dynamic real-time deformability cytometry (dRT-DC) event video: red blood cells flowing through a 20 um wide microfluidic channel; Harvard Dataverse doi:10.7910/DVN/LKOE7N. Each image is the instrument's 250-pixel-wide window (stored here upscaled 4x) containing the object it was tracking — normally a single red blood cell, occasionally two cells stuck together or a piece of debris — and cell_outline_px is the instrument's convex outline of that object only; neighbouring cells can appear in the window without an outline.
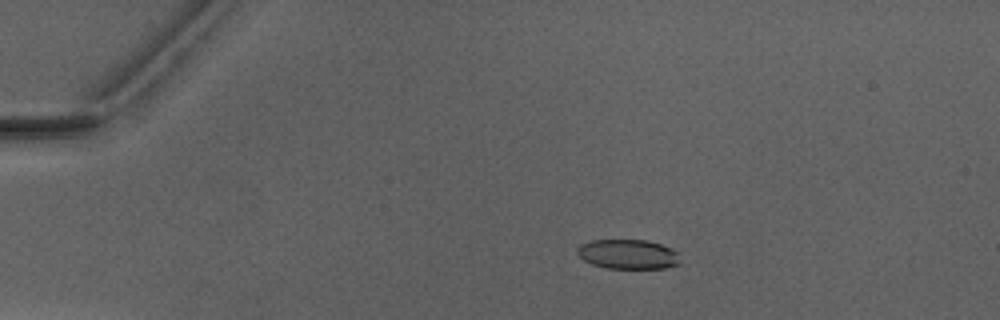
{"species": "Egyptian fruit bat (a non-hibernating species)", "species_latin": "Rousettus aegyptiacus", "temperature_condition": "warm", "stored_images_in_passage": 5, "camera_frame_rate_fps": 3000, "um_per_image_px": 0.085, "animal": {"sex": "male"}, "frame": {"image": 1, "passage_image": 2, "time_ms": 1.333, "image_size_px": [1000, 320], "cell_outline_px": [[680, 264], [664, 268], [608, 268], [592, 264], [584, 260], [576, 252], [576, 248], [580, 244], [588, 240], [648, 240], [672, 248], [680, 252]], "centroid_in_image_um": [53.4, 21.6], "position_along_channel_um": 31.6, "area_um2": 17.98}}
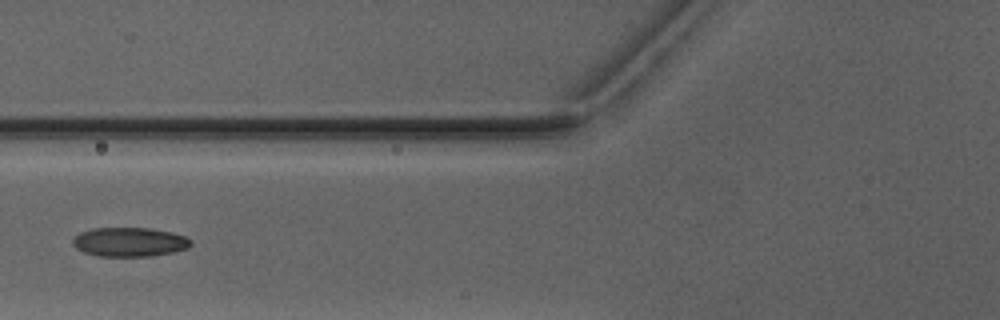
{"frame": {"image": 2, "passage_image": 5, "time_ms": 5.0, "image_size_px": [1000, 320], "cell_outline_px": [[192, 244], [188, 248], [172, 252], [152, 256], [96, 256], [84, 252], [76, 248], [72, 244], [72, 240], [80, 232], [92, 228], [152, 228], [172, 232], [184, 236], [192, 240]], "centroid_in_image_um": [11.01, 20.56], "position_along_channel_um": 114.8, "area_um2": 20.17}}